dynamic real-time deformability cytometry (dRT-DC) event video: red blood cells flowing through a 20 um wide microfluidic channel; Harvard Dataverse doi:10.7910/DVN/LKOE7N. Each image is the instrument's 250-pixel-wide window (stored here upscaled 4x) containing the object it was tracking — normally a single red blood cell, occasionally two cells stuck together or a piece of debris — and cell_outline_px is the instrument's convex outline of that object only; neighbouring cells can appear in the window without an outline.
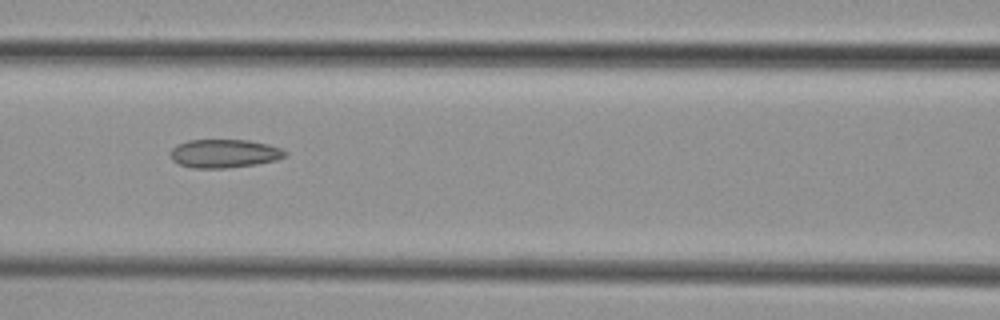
{"species": "common noctule bat (a hibernating species)", "species_latin": "Nyctalus noctula", "temperature_condition": "cold", "stored_images_in_passage": 3, "camera_frame_rate_fps": 3000, "um_per_image_px": 0.085, "animal": {"sex": "female", "body_mass_g": 29.2, "forearm_length_mm": 56.3}, "frame": {"image": 1, "passage_image": 3, "time_ms": 2.333, "image_size_px": [1000, 320], "cell_outline_px": [[288, 156], [276, 160], [256, 164], [224, 168], [192, 168], [180, 164], [172, 160], [168, 152], [176, 144], [188, 140], [248, 140], [268, 144], [280, 148], [288, 152]], "centroid_in_image_um": [19.05, 13.04], "position_along_channel_um": 147.6, "area_um2": 19.19}}